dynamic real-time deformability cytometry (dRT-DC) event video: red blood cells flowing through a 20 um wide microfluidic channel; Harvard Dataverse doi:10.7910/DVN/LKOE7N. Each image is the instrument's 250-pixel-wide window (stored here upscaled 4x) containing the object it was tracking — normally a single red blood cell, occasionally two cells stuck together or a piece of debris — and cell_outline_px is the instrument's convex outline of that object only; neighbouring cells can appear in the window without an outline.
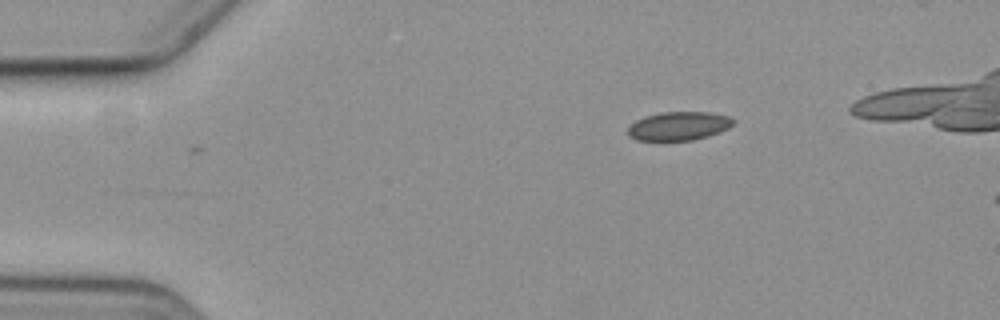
{"species": "common noctule bat (a hibernating species)", "species_latin": "Nyctalus noctula", "temperature_condition": "cold", "stored_images_in_passage": 4, "camera_frame_rate_fps": 3000, "um_per_image_px": 0.085, "animal": {"sex": "female", "body_mass_g": 19.3, "forearm_length_mm": 54.1}, "frame": {"image": 1, "passage_image": 1, "time_ms": 0.0, "image_size_px": [1000, 320], "cell_outline_px": [[736, 120], [728, 128], [720, 132], [708, 136], [692, 140], [636, 140], [628, 136], [628, 128], [636, 120], [644, 116], [660, 112], [708, 112], [728, 116]], "centroid_in_image_um": [57.69, 10.7], "position_along_channel_um": 27.3, "area_um2": 17.57}}